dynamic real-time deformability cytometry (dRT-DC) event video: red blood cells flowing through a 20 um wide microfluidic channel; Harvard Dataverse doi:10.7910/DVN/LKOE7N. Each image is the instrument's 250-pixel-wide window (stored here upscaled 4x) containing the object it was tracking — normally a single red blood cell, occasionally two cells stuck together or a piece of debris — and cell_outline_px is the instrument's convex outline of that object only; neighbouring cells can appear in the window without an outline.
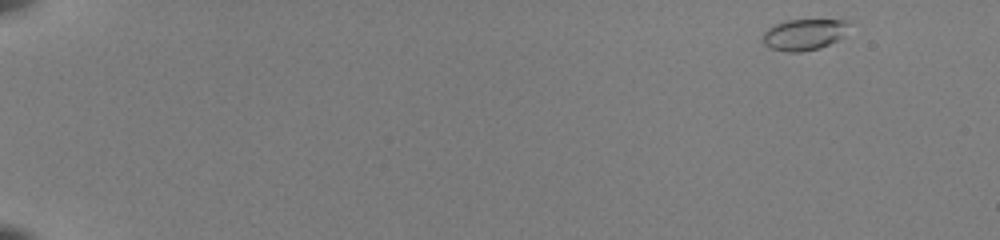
{"species": "common noctule bat (a hibernating species)", "species_latin": "Nyctalus noctula", "temperature_condition": "room temperature", "stored_images_in_passage": 50, "camera_frame_rate_fps": 3000, "um_per_image_px": 0.085, "animal": {"sex": "female", "body_mass_g": 22.0, "forearm_length_mm": 56.7}, "frame": {"image": 1, "passage_image": 1, "time_ms": 0.0, "image_size_px": [1000, 240], "cell_outline_px": [[848, 24], [840, 36], [836, 40], [820, 48], [800, 52], [784, 52], [768, 48], [760, 40], [764, 32], [772, 24], [784, 20], [844, 20]], "centroid_in_image_um": [68.2, 2.95], "position_along_channel_um": 16.8, "area_um2": 15.61}}
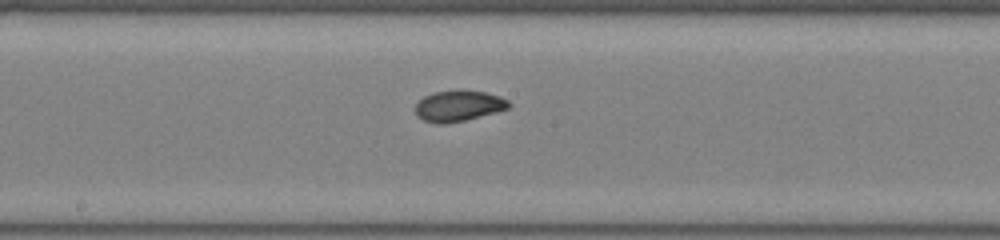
{"frame": {"image": 2, "passage_image": 28, "time_ms": 9.0, "image_size_px": [1000, 240], "cell_outline_px": [[512, 104], [508, 108], [496, 112], [464, 120], [444, 124], [436, 124], [424, 120], [416, 116], [416, 104], [424, 96], [432, 92], [456, 88], [464, 88], [484, 92], [500, 96], [508, 100]], "centroid_in_image_um": [38.97, 8.96], "position_along_channel_um": 209.2, "area_um2": 17.22}}
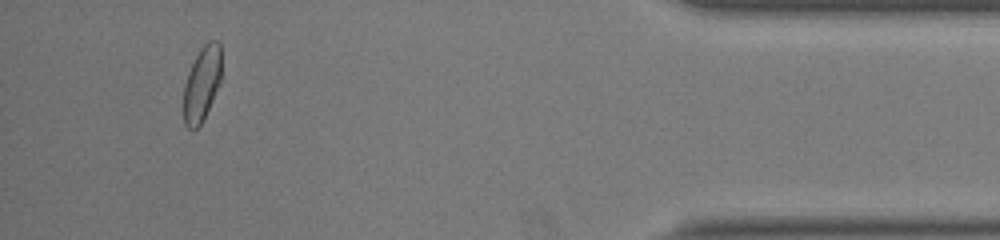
{"frame": {"image": 3, "passage_image": 47, "time_ms": 15.333, "image_size_px": [1000, 240], "cell_outline_px": [[220, 84], [204, 120], [192, 132], [184, 124], [184, 84], [188, 72], [200, 48], [208, 40], [216, 40], [220, 44]], "centroid_in_image_um": [17.15, 7.15], "position_along_channel_um": 418.0, "area_um2": 16.59}, "authors_computed_cell_mechanics": {"area_um2": 16.7042, "velocity_mm_per_s": 4.0017, "shape_relaxation_time_tau1_ms": 5.9663, "shape_relaxation_time_tau2_ms": 1.5578, "deformation_change_tau1": 0.172, "deformation_change_tau2": 0.0493}}